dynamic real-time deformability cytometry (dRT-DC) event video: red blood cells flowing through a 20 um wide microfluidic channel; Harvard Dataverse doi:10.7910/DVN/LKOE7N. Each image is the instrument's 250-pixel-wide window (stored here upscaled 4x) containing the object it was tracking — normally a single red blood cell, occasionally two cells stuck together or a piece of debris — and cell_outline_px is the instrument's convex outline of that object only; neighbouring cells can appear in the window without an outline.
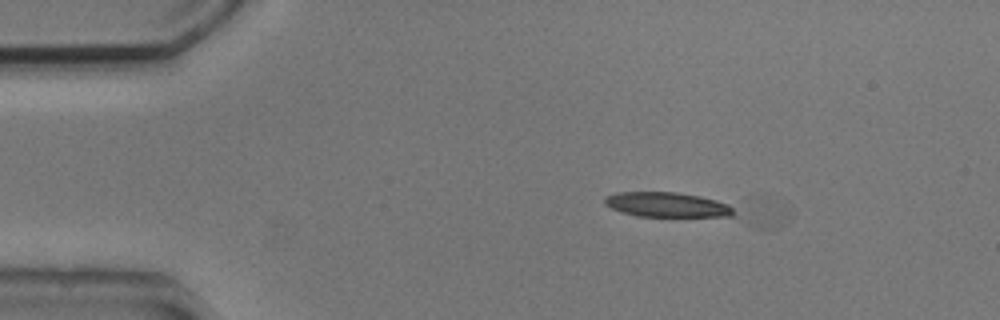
{"species": "common noctule bat (a hibernating species)", "species_latin": "Nyctalus noctula", "temperature_condition": "cold", "stored_images_in_passage": 4, "camera_frame_rate_fps": 3000, "um_per_image_px": 0.085, "animal": {"sex": "male", "body_mass_g": 20.5, "forearm_length_mm": 52.5}, "frame": {"image": 1, "passage_image": 2, "time_ms": 0.333, "image_size_px": [1000, 320], "cell_outline_px": [[732, 216], [640, 216], [624, 212], [612, 208], [604, 204], [604, 196], [616, 192], [676, 192], [700, 196], [716, 200], [728, 204], [732, 208]], "centroid_in_image_um": [56.65, 17.38], "position_along_channel_um": 28.4, "area_um2": 18.38}}